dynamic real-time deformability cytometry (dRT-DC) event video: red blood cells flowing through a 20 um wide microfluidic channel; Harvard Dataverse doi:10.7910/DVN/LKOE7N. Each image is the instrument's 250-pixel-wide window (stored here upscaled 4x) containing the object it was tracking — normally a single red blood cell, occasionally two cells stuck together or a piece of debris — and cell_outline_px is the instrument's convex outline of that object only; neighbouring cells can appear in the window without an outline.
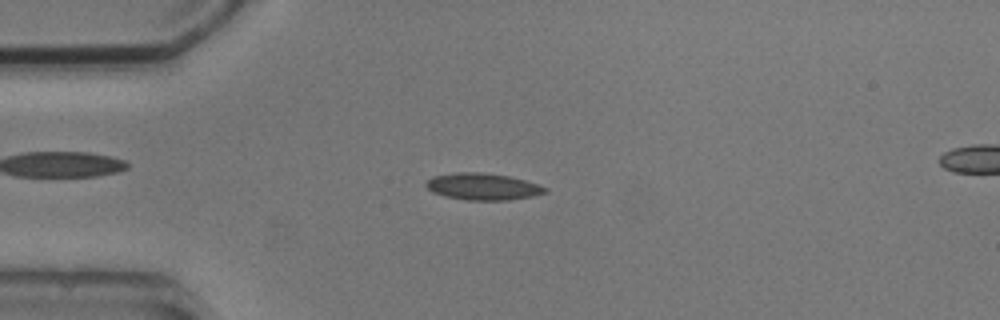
{"species": "common noctule bat (a hibernating species)", "species_latin": "Nyctalus noctula", "temperature_condition": "cold", "stored_images_in_passage": 7, "camera_frame_rate_fps": 3000, "um_per_image_px": 0.085, "animal": {"sex": "male", "body_mass_g": 20.5, "forearm_length_mm": 52.5}, "frame": {"image": 1, "passage_image": 3, "time_ms": 2.333, "image_size_px": [1000, 320], "cell_outline_px": [[548, 192], [532, 196], [508, 200], [468, 200], [444, 196], [432, 192], [424, 184], [432, 176], [456, 172], [480, 172], [508, 176], [524, 180], [548, 188]], "centroid_in_image_um": [41.02, 15.86], "position_along_channel_um": 44.0, "area_um2": 18.5}}